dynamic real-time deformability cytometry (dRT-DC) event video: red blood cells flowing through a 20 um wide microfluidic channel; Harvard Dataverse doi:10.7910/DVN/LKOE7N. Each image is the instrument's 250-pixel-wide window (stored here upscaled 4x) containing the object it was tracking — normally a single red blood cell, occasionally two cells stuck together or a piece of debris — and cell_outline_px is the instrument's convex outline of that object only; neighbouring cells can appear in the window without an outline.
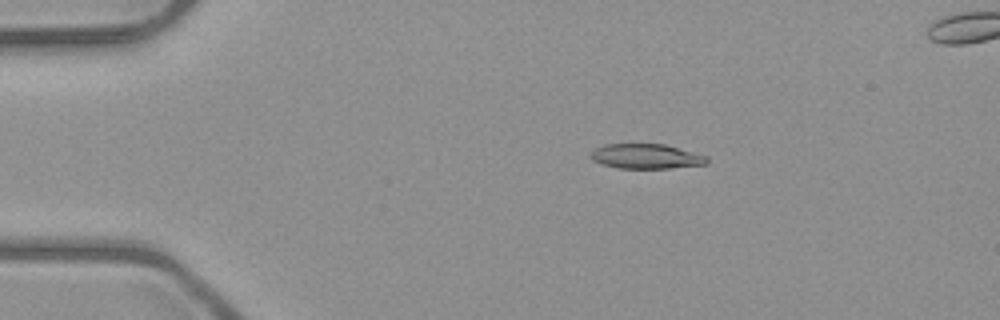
{"species": "common noctule bat (a hibernating species)", "species_latin": "Nyctalus noctula", "temperature_condition": "room temperature", "stored_images_in_passage": 44, "camera_frame_rate_fps": 3000, "um_per_image_px": 0.085, "animal": {"sex": "male", "body_mass_g": 23.1, "forearm_length_mm": 52.7}, "frame": {"image": 1, "passage_image": 3, "time_ms": 0.667, "image_size_px": [1000, 320], "cell_outline_px": [[708, 164], [668, 168], [620, 168], [604, 164], [592, 160], [588, 156], [596, 148], [604, 144], [664, 144], [708, 156]], "centroid_in_image_um": [54.93, 13.28], "position_along_channel_um": 30.1, "area_um2": 16.7}}
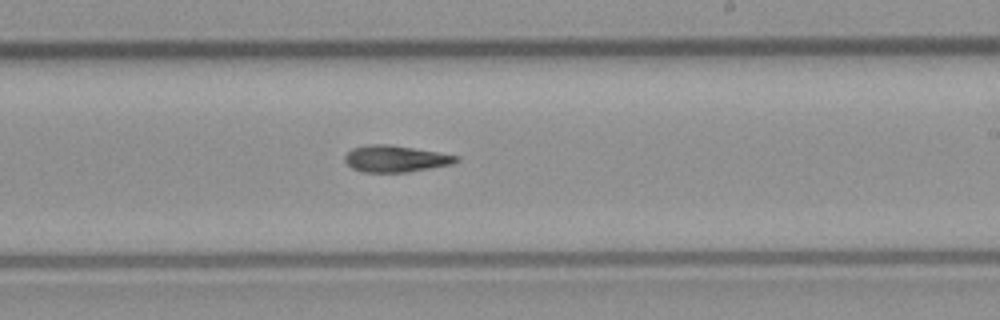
{"frame": {"image": 2, "passage_image": 24, "time_ms": 7.667, "image_size_px": [1000, 320], "cell_outline_px": [[460, 160], [452, 164], [408, 172], [364, 172], [352, 168], [344, 160], [344, 156], [352, 148], [368, 144], [388, 144], [460, 156]], "centroid_in_image_um": [33.61, 13.49], "position_along_channel_um": 255.4, "area_um2": 17.17}}
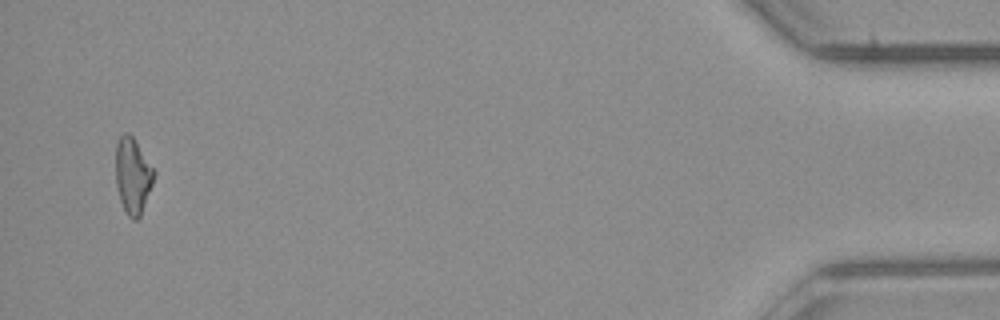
{"frame": {"image": 3, "passage_image": 43, "time_ms": 14.0, "image_size_px": [1000, 320], "cell_outline_px": [[156, 172], [152, 184], [140, 216], [136, 220], [132, 220], [128, 216], [120, 200], [116, 184], [116, 144], [120, 136], [124, 132], [128, 132], [132, 136]], "centroid_in_image_um": [11.28, 14.92], "position_along_channel_um": 423.9, "area_um2": 16.7}}